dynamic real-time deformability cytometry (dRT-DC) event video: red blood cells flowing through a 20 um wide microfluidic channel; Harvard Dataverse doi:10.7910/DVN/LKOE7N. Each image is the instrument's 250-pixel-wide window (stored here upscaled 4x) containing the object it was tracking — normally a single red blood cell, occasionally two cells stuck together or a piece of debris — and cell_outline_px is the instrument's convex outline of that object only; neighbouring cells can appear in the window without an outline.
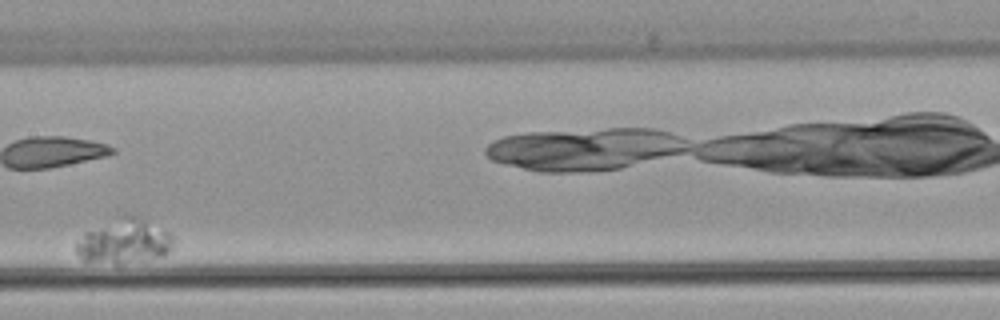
{"species": "common noctule bat (a hibernating species)", "species_latin": "Nyctalus noctula", "temperature_condition": "warm", "stored_images_in_passage": 7, "camera_frame_rate_fps": 3000, "um_per_image_px": 0.085, "animal": {"sex": "female", "body_mass_g": 22.7, "forearm_length_mm": 54.2}, "frame": {"image": 1, "passage_image": 5, "time_ms": 5.0, "image_size_px": [1000, 320], "cell_outline_px": [[176, 240], [172, 248], [164, 256], [124, 260], [84, 260], [76, 252], [76, 244], [84, 232], [116, 212], [128, 212], [144, 220], [172, 236]], "centroid_in_image_um": [10.52, 20.37], "position_along_channel_um": 196.9, "area_um2": 24.68}}